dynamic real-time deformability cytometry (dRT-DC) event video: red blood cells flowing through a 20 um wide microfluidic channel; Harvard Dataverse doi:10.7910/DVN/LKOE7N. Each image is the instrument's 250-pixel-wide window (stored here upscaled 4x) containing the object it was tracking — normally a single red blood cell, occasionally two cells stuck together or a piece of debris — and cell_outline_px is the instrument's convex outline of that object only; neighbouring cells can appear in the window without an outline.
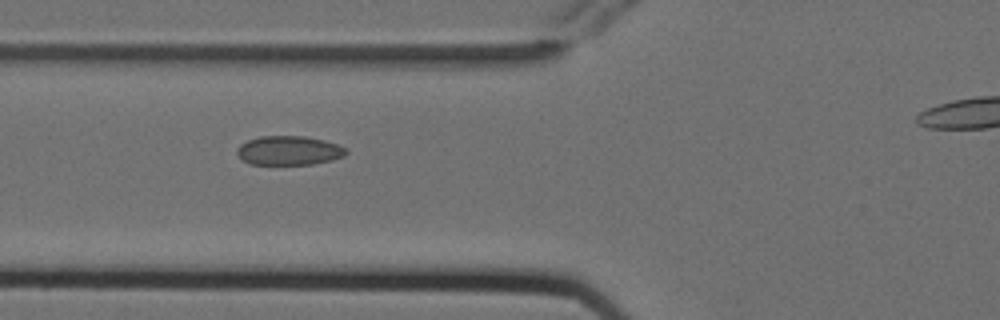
{"species": "Egyptian fruit bat (a non-hibernating species)", "species_latin": "Rousettus aegyptiacus", "temperature_condition": "cold", "stored_images_in_passage": 10, "segment_of_instrument_passage": [1, 2], "camera_frame_rate_fps": 3000, "um_per_image_px": 0.085, "animal": {"sex": "female"}, "frame": {"image": 1, "passage_image": 7, "time_ms": 2.0, "image_size_px": [1000, 320], "cell_outline_px": [[348, 152], [344, 156], [332, 160], [312, 164], [248, 164], [236, 152], [236, 148], [240, 144], [248, 140], [260, 136], [304, 136], [324, 140], [336, 144], [344, 148]], "centroid_in_image_um": [24.54, 12.79], "position_along_channel_um": 101.3, "area_um2": 18.44}}
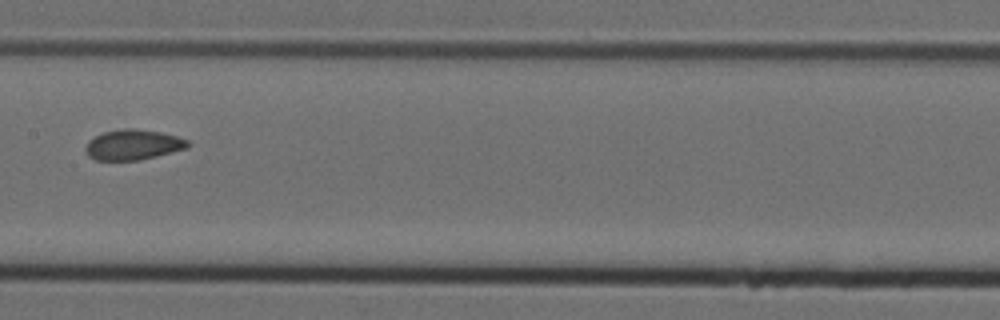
{"frame": {"image": 2, "passage_image": 9, "time_ms": 2.667, "image_size_px": [1000, 320], "cell_outline_px": [[188, 148], [140, 160], [96, 160], [88, 156], [84, 148], [88, 140], [104, 132], [124, 128], [136, 128], [160, 132], [176, 136], [188, 140]], "centroid_in_image_um": [11.29, 12.3], "position_along_channel_um": 196.1, "area_um2": 18.03}}